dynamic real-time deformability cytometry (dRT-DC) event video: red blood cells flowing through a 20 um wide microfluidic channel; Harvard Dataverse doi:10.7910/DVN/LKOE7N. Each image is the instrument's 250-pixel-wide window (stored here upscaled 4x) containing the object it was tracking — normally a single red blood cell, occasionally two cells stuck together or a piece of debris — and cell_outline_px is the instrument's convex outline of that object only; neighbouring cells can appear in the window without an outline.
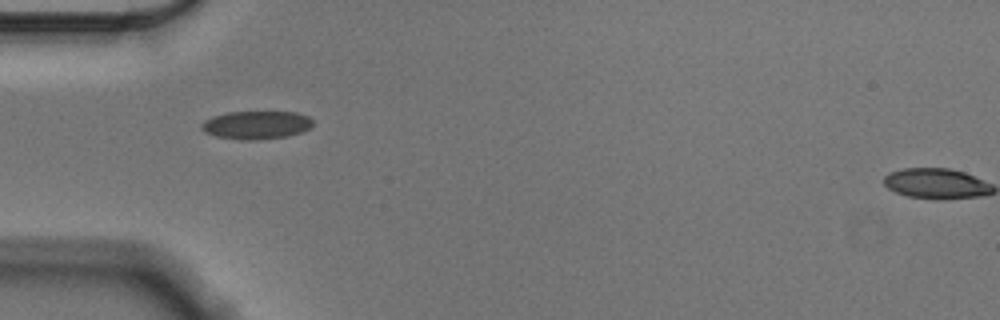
{"species": "Egyptian fruit bat (a non-hibernating species)", "species_latin": "Rousettus aegyptiacus", "temperature_condition": "cold", "stored_images_in_passage": 40, "camera_frame_rate_fps": 3000, "um_per_image_px": 0.085, "animal": {"sex": "male"}, "frame": {"image": 1, "passage_image": 1, "time_ms": 0.0, "image_size_px": [1000, 320], "cell_outline_px": [[312, 124], [308, 128], [300, 132], [288, 136], [256, 140], [240, 140], [216, 136], [204, 132], [200, 128], [200, 124], [204, 120], [212, 116], [228, 112], [296, 112], [308, 116], [312, 120]], "centroid_in_image_um": [21.74, 10.62], "position_along_channel_um": 63.3, "area_um2": 18.32}}
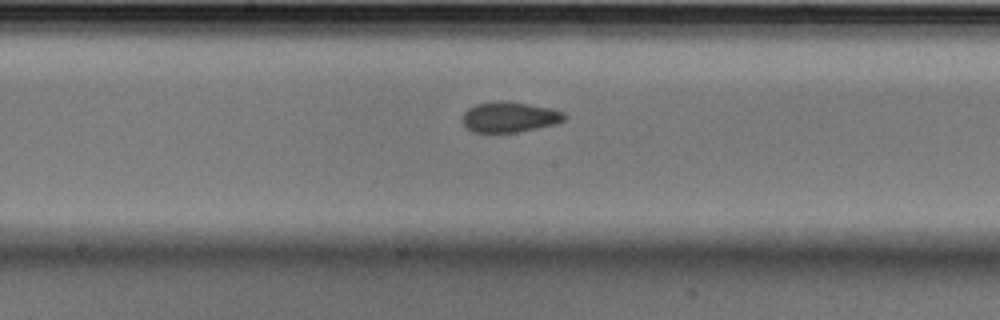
{"frame": {"image": 2, "passage_image": 13, "time_ms": 4.0, "image_size_px": [1000, 320], "cell_outline_px": [[568, 116], [564, 120], [556, 124], [516, 132], [472, 132], [464, 128], [460, 120], [464, 112], [468, 108], [476, 104], [496, 100], [500, 100], [528, 104], [552, 108], [564, 112]], "centroid_in_image_um": [43.27, 9.94], "position_along_channel_um": 204.9, "area_um2": 18.38}}
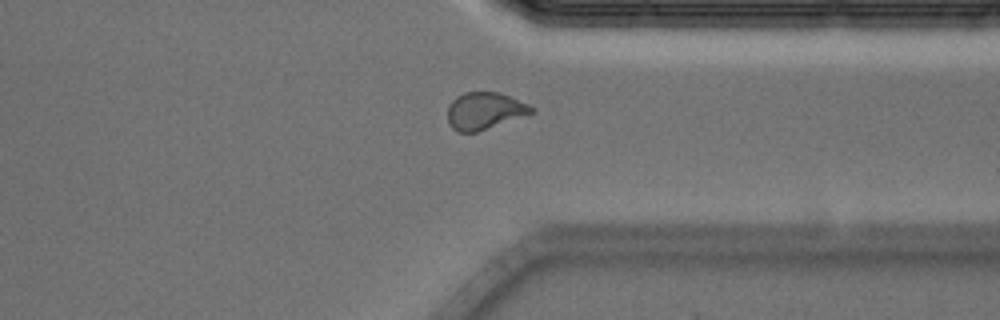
{"frame": {"image": 3, "passage_image": 27, "time_ms": 8.667, "image_size_px": [1000, 320], "cell_outline_px": [[536, 112], [476, 132], [456, 132], [452, 128], [448, 120], [448, 104], [456, 96], [464, 92], [496, 92], [508, 96], [528, 104], [536, 108]], "centroid_in_image_um": [41.18, 9.42], "position_along_channel_um": 370.2, "area_um2": 18.09}, "authors_computed_cell_mechanics": {"area_um2": 18.0914, "velocity_mm_per_s": 3.5563, "shape_relaxation_time_tau1_ms": null, "shape_relaxation_time_tau2_ms": 1.7342, "deformation_change_tau1": null, "deformation_change_tau2": 0.0706}}